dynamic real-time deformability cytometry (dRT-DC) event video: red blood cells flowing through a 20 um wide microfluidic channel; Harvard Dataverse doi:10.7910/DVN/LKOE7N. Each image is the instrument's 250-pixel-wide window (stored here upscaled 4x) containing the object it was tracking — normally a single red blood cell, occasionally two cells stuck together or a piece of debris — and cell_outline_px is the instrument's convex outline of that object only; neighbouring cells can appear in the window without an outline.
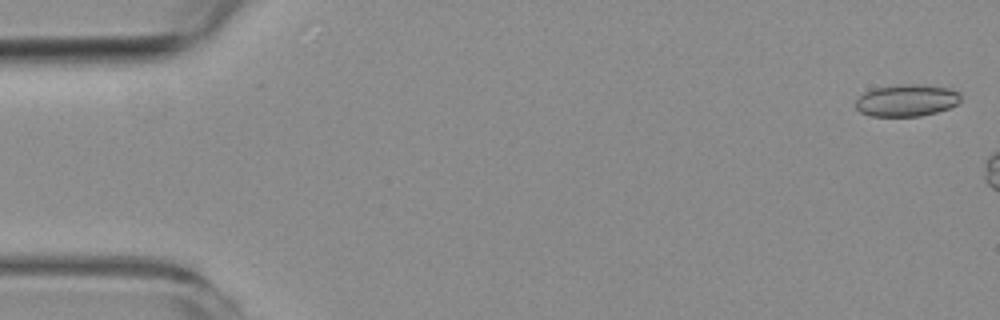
{"species": "common noctule bat (a hibernating species)", "species_latin": "Nyctalus noctula", "temperature_condition": "room temperature", "stored_images_in_passage": 3, "camera_frame_rate_fps": 3000, "um_per_image_px": 0.085, "animal": {"sex": "female", "body_mass_g": 19.3, "forearm_length_mm": 54.1}, "frame": {"image": 1, "passage_image": 1, "time_ms": 0.0, "image_size_px": [1000, 320], "cell_outline_px": [[960, 100], [956, 104], [948, 108], [936, 112], [920, 116], [872, 116], [860, 112], [856, 108], [856, 100], [864, 92], [872, 88], [900, 84], [920, 84], [948, 88], [960, 92]], "centroid_in_image_um": [77.05, 8.52], "position_along_channel_um": 8.0, "area_um2": 19.59}}